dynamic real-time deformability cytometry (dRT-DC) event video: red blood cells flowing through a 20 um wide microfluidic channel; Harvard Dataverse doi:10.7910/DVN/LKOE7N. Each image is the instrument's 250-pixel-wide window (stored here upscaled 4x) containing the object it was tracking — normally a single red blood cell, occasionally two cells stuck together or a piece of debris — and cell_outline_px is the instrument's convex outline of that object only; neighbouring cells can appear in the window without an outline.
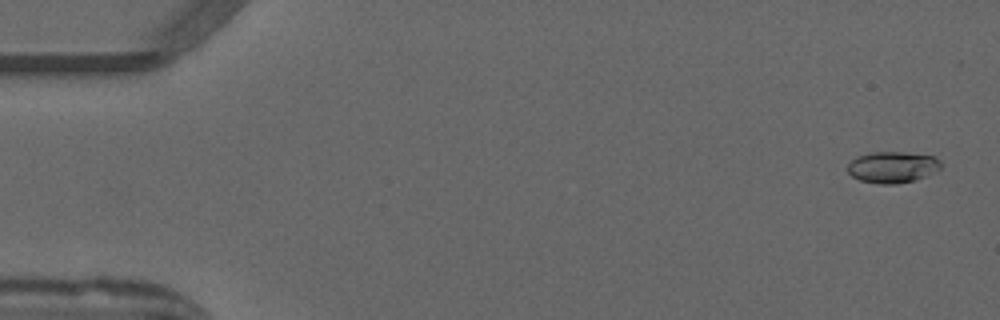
{"species": "common noctule bat (a hibernating species)", "species_latin": "Nyctalus noctula", "temperature_condition": "warm", "stored_images_in_passage": 52, "camera_frame_rate_fps": 3000, "um_per_image_px": 0.085, "animal": {"sex": "male", "forearm_length_mm": 52.5}, "frame": {"image": 1, "passage_image": 2, "time_ms": 0.333, "image_size_px": [1000, 320], "cell_outline_px": [[940, 168], [916, 180], [896, 184], [880, 184], [860, 180], [852, 176], [848, 172], [848, 164], [856, 156], [872, 152], [904, 152], [932, 156], [940, 160]], "centroid_in_image_um": [75.83, 14.2], "position_along_channel_um": 9.2, "area_um2": 16.88}}
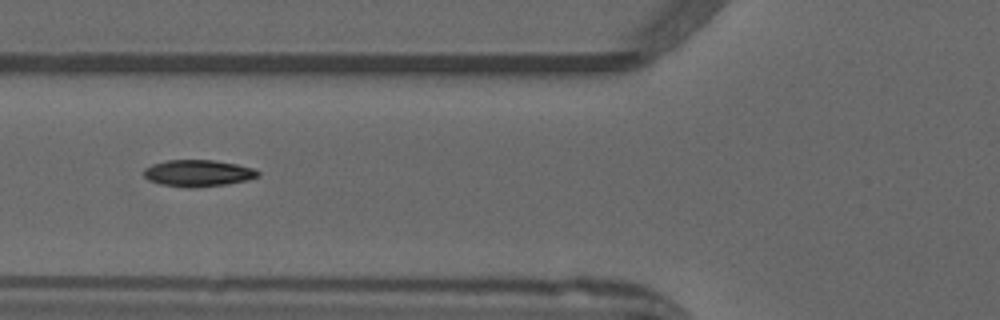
{"frame": {"image": 2, "passage_image": 20, "time_ms": 6.333, "image_size_px": [1000, 320], "cell_outline_px": [[260, 176], [248, 180], [228, 184], [192, 188], [184, 188], [160, 184], [148, 180], [144, 176], [144, 168], [152, 164], [168, 160], [212, 160], [236, 164], [252, 168], [260, 172]], "centroid_in_image_um": [16.83, 14.73], "position_along_channel_um": 109.0, "area_um2": 17.86}}
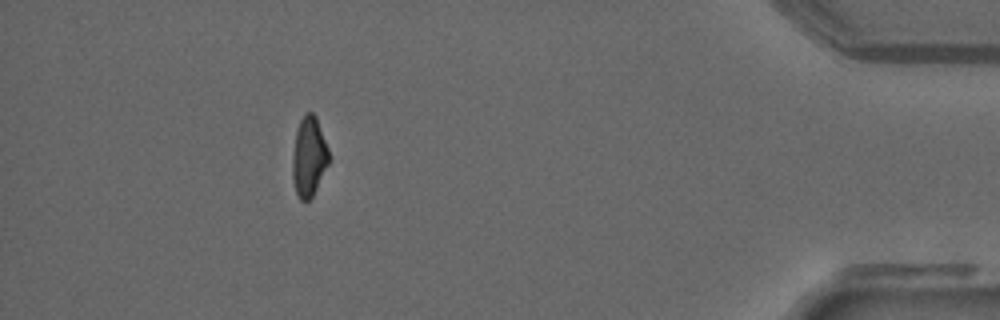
{"frame": {"image": 3, "passage_image": 47, "time_ms": 15.333, "image_size_px": [1000, 320], "cell_outline_px": [[328, 164], [312, 196], [308, 200], [300, 200], [296, 192], [292, 176], [292, 156], [296, 132], [300, 120], [304, 112], [312, 112], [316, 116], [328, 148]], "centroid_in_image_um": [26.24, 13.29], "position_along_channel_um": 409.0, "area_um2": 16.7}, "authors_computed_cell_mechanics": {"area_um2": 17.2822, "velocity_mm_per_s": 3.9623, "shape_relaxation_time_tau1_ms": null, "shape_relaxation_time_tau2_ms": 2.1738, "deformation_change_tau1": null, "deformation_change_tau2": 0.07}}